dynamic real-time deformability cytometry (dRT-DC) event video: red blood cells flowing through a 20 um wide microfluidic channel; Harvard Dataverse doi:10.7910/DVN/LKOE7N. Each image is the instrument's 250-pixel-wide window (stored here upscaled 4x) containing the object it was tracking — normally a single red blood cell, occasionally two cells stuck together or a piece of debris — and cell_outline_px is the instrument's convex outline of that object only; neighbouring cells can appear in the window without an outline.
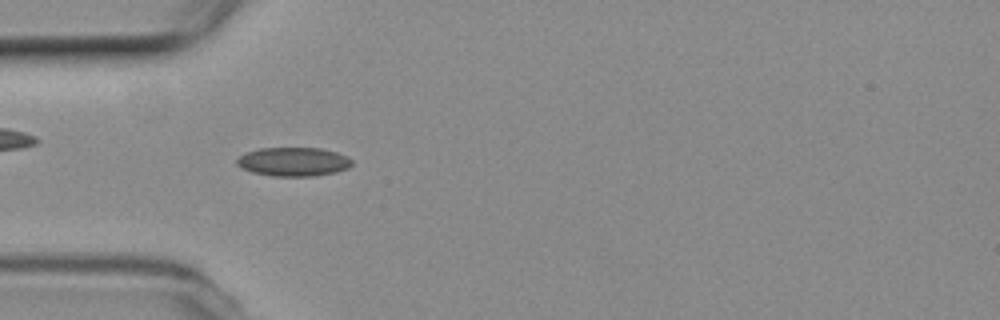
{"species": "common noctule bat (a hibernating species)", "species_latin": "Nyctalus noctula", "temperature_condition": "room temperature", "stored_images_in_passage": 4, "camera_frame_rate_fps": 3000, "um_per_image_px": 0.085, "animal": {"sex": "female", "body_mass_g": 19.3, "forearm_length_mm": 54.1}, "frame": {"image": 1, "passage_image": 1, "time_ms": 0.0, "image_size_px": [1000, 320], "cell_outline_px": [[352, 164], [348, 168], [336, 172], [316, 176], [272, 176], [252, 172], [236, 164], [236, 160], [240, 156], [248, 152], [260, 148], [320, 148], [336, 152], [348, 156], [352, 160]], "centroid_in_image_um": [24.98, 13.75], "position_along_channel_um": 60.0, "area_um2": 19.31}}